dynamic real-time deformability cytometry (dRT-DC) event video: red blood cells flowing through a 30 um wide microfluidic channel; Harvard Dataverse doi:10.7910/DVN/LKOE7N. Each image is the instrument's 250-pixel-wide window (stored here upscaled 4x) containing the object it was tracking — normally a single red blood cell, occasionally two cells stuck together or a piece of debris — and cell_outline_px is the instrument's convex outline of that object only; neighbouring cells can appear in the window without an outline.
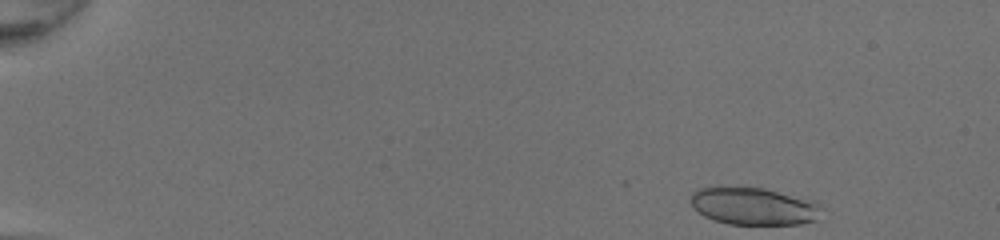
{"species": "common noctule bat (a hibernating species)", "species_latin": "Nyctalus noctula", "temperature_condition": "room temperature", "stored_images_in_passage": 38, "segment_of_instrument_passage": [1, 2], "camera_frame_rate_fps": 3000, "um_per_image_px": 0.085, "animal": {"sex": "female", "body_mass_g": 20.0, "forearm_length_mm": 54.0}, "frame": {"image": 1, "passage_image": 1, "time_ms": 0.0, "image_size_px": [1000, 240], "cell_outline_px": [[824, 208], [816, 220], [800, 224], [728, 224], [704, 216], [688, 200], [688, 196], [692, 192], [700, 188], [716, 184], [764, 188], [812, 200], [820, 204]], "centroid_in_image_um": [64.02, 17.48], "position_along_channel_um": 21.0, "area_um2": 29.25}}
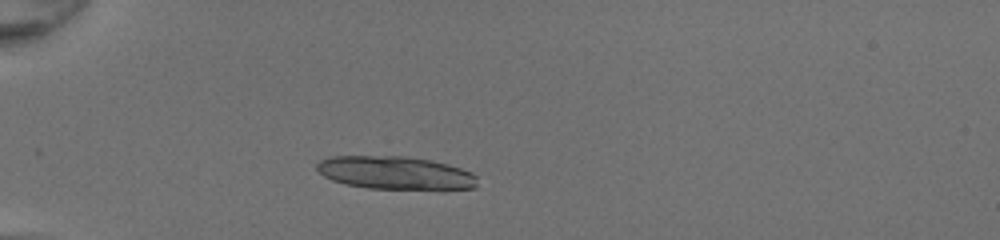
{"frame": {"image": 2, "passage_image": 11, "time_ms": 3.333, "image_size_px": [1000, 240], "cell_outline_px": [[476, 188], [368, 188], [348, 184], [332, 180], [324, 176], [316, 168], [316, 164], [320, 160], [328, 156], [404, 156], [432, 160], [448, 164], [472, 172], [476, 176]], "centroid_in_image_um": [33.56, 14.66], "position_along_channel_um": 51.4, "area_um2": 30.52}}